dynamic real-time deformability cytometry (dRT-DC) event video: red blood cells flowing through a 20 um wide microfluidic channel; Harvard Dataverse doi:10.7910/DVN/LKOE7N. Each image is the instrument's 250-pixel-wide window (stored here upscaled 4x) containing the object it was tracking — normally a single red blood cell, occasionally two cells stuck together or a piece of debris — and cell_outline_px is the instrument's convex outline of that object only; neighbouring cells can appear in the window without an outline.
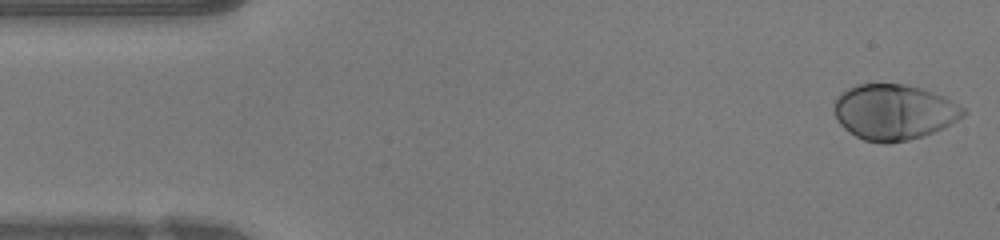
{"species": "human", "species_latin": "Homo sapiens", "temperature_condition": "warm", "stored_images_in_passage": 47, "camera_frame_rate_fps": 3000, "um_per_image_px": 0.085, "donor": {"sex": "female"}, "frame": {"image": 1, "passage_image": 1, "time_ms": 0.0, "image_size_px": [1000, 240], "cell_outline_px": [[968, 112], [964, 116], [944, 128], [908, 140], [888, 144], [880, 144], [864, 140], [848, 132], [836, 120], [832, 108], [832, 104], [840, 92], [856, 84], [904, 84], [920, 88], [932, 92], [964, 108]], "centroid_in_image_um": [75.92, 9.53], "position_along_channel_um": 9.1, "area_um2": 41.96}}
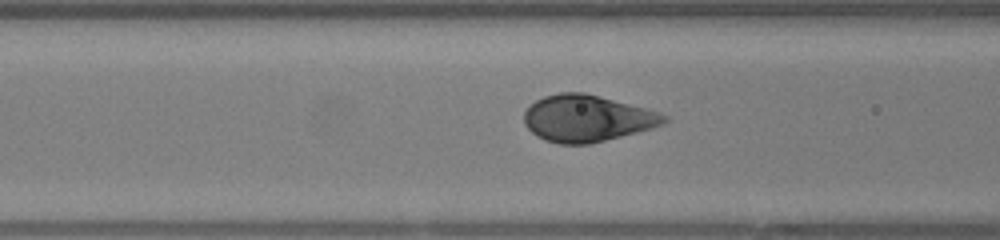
{"frame": {"image": 2, "passage_image": 17, "time_ms": 5.333, "image_size_px": [1000, 240], "cell_outline_px": [[668, 120], [664, 124], [652, 128], [588, 144], [560, 144], [544, 140], [536, 136], [524, 124], [524, 112], [536, 100], [544, 96], [560, 92], [584, 92], [648, 108], [660, 112], [668, 116]], "centroid_in_image_um": [49.91, 10.05], "position_along_channel_um": 116.7, "area_um2": 38.09}}
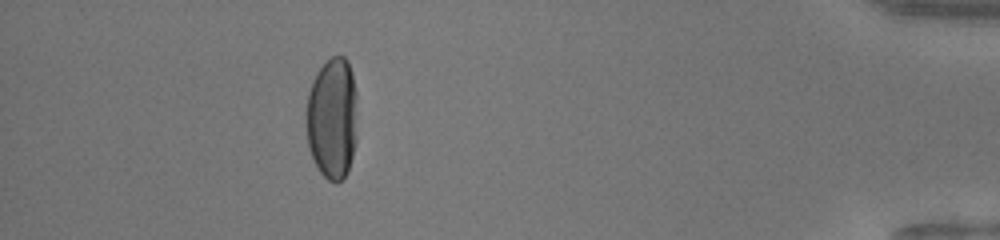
{"frame": {"image": 3, "passage_image": 42, "time_ms": 13.667, "image_size_px": [1000, 240], "cell_outline_px": [[356, 140], [348, 172], [336, 184], [328, 180], [320, 172], [308, 148], [304, 124], [308, 92], [312, 80], [316, 72], [332, 56], [344, 56], [348, 60], [352, 72], [356, 92]], "centroid_in_image_um": [28.22, 10.05], "position_along_channel_um": 407.0, "area_um2": 36.93}, "authors_computed_cell_mechanics": {"area_um2": 39.4196, "velocity_mm_per_s": 4.2223, "shape_relaxation_time_tau1_ms": 2.32, "shape_relaxation_time_tau2_ms": null, "deformation_change_tau1": 0.1845, "deformation_change_tau2": null}}